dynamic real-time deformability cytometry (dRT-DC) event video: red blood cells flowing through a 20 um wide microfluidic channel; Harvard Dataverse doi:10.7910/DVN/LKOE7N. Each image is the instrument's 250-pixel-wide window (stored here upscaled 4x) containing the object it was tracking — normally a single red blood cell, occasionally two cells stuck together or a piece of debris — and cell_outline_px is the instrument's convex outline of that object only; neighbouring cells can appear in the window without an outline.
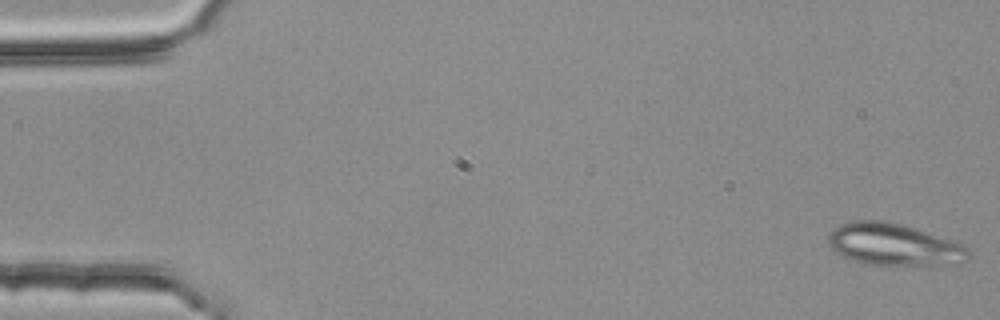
{"species": "common noctule bat (a hibernating species)", "species_latin": "Nyctalus noctula", "temperature_condition": "room temperature", "stored_images_in_passage": 54, "camera_frame_rate_fps": 3000, "um_per_image_px": 0.085, "animal": {"sex": "female", "body_mass_g": 25.1}, "frame": {"image": 1, "passage_image": 1, "time_ms": 0.0, "image_size_px": [1000, 320], "cell_outline_px": [[972, 256], [968, 260], [932, 268], [872, 264], [856, 260], [844, 256], [836, 252], [828, 244], [828, 236], [832, 228], [840, 224], [856, 220], [884, 220], [900, 224], [964, 244], [972, 252]], "centroid_in_image_um": [76.06, 20.82], "position_along_channel_um": 8.9, "area_um2": 34.97}}
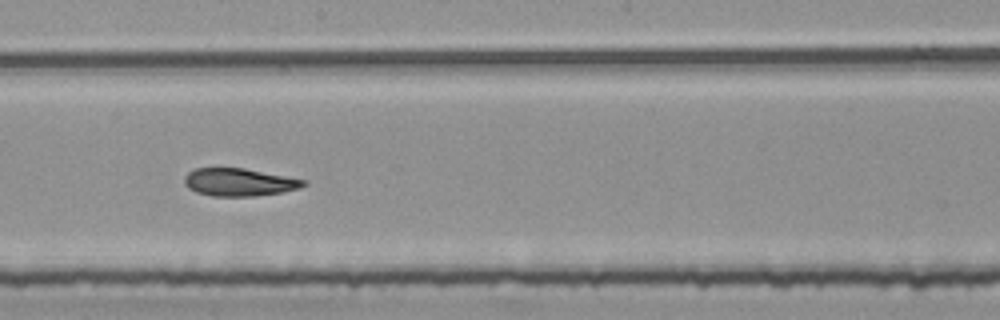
{"frame": {"image": 2, "passage_image": 30, "time_ms": 9.667, "image_size_px": [1000, 320], "cell_outline_px": [[308, 184], [300, 188], [284, 192], [256, 196], [212, 196], [196, 192], [188, 188], [184, 184], [184, 176], [188, 172], [196, 168], [244, 168], [308, 180]], "centroid_in_image_um": [20.35, 15.49], "position_along_channel_um": 227.8, "area_um2": 19.48}}
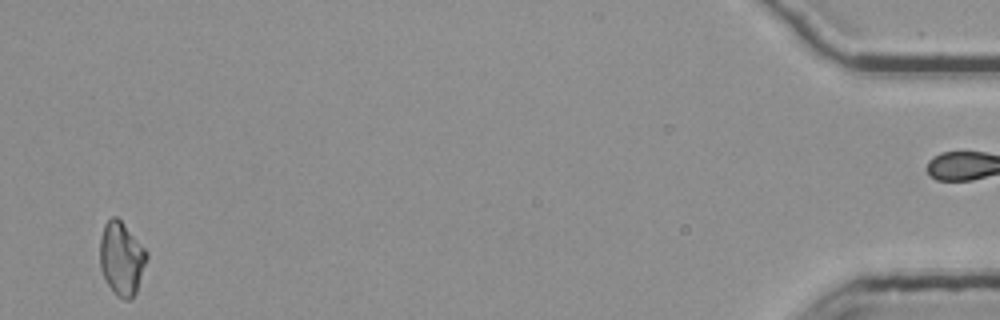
{"frame": {"image": 3, "passage_image": 53, "time_ms": 17.333, "image_size_px": [1000, 320], "cell_outline_px": [[148, 256], [136, 292], [128, 300], [124, 300], [116, 296], [108, 284], [100, 268], [100, 236], [104, 224], [112, 216], [116, 216], [120, 220], [148, 252]], "centroid_in_image_um": [10.32, 21.97], "position_along_channel_um": 424.9, "area_um2": 19.83}, "authors_computed_cell_mechanics": {"area_um2": 20.1433, "velocity_mm_per_s": 3.7446, "shape_relaxation_time_tau1_ms": 4.8931, "shape_relaxation_time_tau2_ms": 2.8484, "deformation_change_tau1": 0.1718, "deformation_change_tau2": 0.1054}}